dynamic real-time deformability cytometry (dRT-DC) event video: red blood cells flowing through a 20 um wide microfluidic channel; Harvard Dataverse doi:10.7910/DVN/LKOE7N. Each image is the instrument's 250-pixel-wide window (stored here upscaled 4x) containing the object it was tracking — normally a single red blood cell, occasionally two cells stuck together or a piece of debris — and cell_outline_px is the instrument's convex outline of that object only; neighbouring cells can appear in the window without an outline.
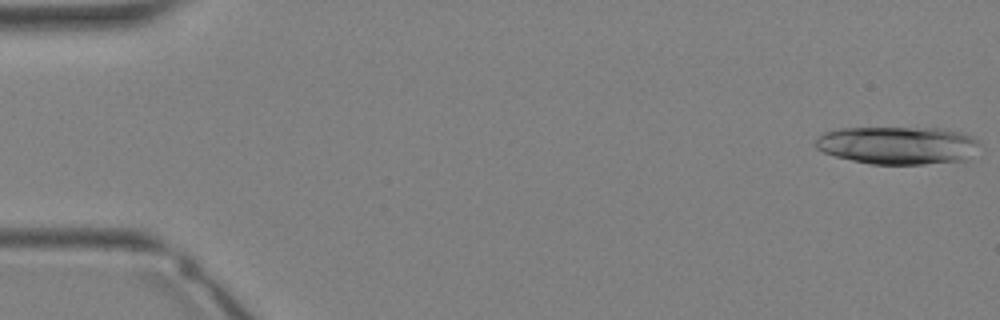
{"species": "Egyptian fruit bat (a non-hibernating species)", "species_latin": "Rousettus aegyptiacus", "temperature_condition": "warm", "stored_images_in_passage": 17, "camera_frame_rate_fps": 3000, "um_per_image_px": 0.085, "animal": {"sex": "female"}, "frame": {"image": 1, "passage_image": 1, "time_ms": 0.0, "image_size_px": [1000, 320], "cell_outline_px": [[980, 144], [968, 160], [924, 164], [868, 164], [836, 156], [824, 152], [816, 148], [816, 140], [824, 132], [840, 128], [944, 128], [960, 132], [972, 136], [980, 140]], "centroid_in_image_um": [76.36, 12.35], "position_along_channel_um": 8.6, "area_um2": 36.36}}